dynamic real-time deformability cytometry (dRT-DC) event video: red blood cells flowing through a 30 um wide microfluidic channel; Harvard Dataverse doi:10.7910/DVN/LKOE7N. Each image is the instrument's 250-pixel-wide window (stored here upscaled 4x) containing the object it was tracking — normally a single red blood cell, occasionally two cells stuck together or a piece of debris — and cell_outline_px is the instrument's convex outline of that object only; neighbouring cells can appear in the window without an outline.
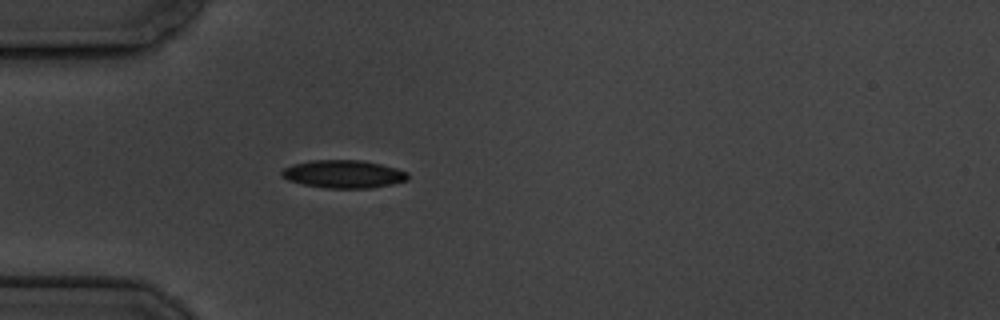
{"species": "common noctule bat (a hibernating species)", "species_latin": "Nyctalus noctula", "temperature_condition": "cold", "stored_images_in_passage": 1, "camera_frame_rate_fps": 3000, "um_per_image_px": 0.085, "animal": {"sex": "male", "body_mass_g": 19.5, "forearm_length_mm": 54.6}, "frame": {"image": 1, "passage_image": 1, "time_ms": 0.0, "image_size_px": [1000, 320], "cell_outline_px": [[408, 180], [392, 184], [372, 188], [324, 188], [304, 184], [288, 180], [280, 176], [280, 172], [284, 168], [292, 164], [308, 160], [364, 160], [396, 168], [408, 172]], "centroid_in_image_um": [29.18, 14.79], "position_along_channel_um": 55.8, "area_um2": 20.69}}